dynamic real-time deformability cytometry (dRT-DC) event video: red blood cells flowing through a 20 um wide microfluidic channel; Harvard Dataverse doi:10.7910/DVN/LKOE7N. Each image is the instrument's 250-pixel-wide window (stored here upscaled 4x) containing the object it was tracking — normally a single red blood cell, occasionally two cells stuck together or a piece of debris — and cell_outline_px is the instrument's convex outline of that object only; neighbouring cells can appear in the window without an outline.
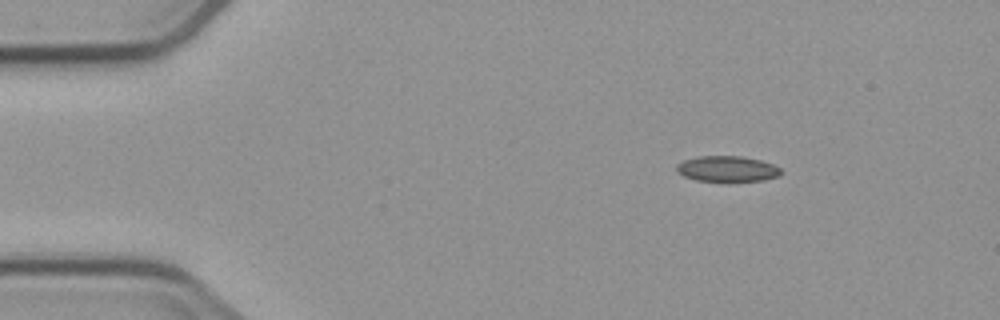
{"species": "common noctule bat (a hibernating species)", "species_latin": "Nyctalus noctula", "temperature_condition": "cold", "stored_images_in_passage": 4, "camera_frame_rate_fps": 3000, "um_per_image_px": 0.085, "animal": {"sex": "male", "body_mass_g": 23.1, "forearm_length_mm": 52.7}, "frame": {"image": 1, "passage_image": 1, "time_ms": 0.0, "image_size_px": [1000, 320], "cell_outline_px": [[780, 176], [764, 180], [728, 184], [696, 180], [684, 176], [676, 172], [676, 164], [684, 160], [696, 156], [740, 156], [760, 160], [772, 164], [780, 168]], "centroid_in_image_um": [61.79, 14.4], "position_along_channel_um": 23.2, "area_um2": 16.36}}
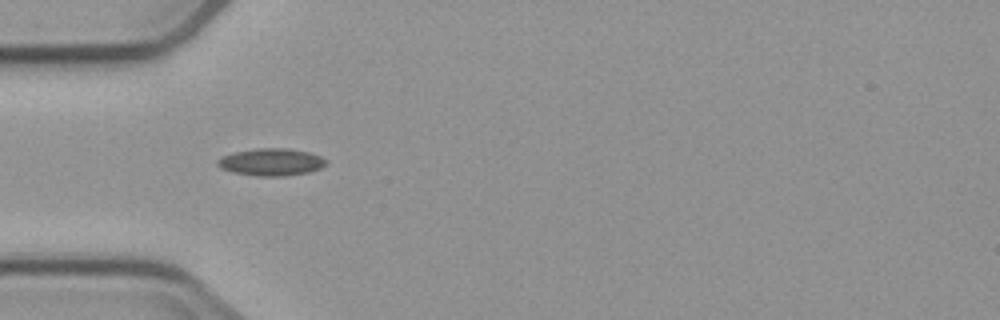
{"frame": {"image": 2, "passage_image": 3, "time_ms": 3.0, "image_size_px": [1000, 320], "cell_outline_px": [[328, 164], [320, 168], [308, 172], [284, 176], [260, 176], [232, 172], [220, 168], [216, 164], [216, 160], [220, 156], [232, 152], [256, 148], [288, 148], [308, 152], [320, 156], [328, 160]], "centroid_in_image_um": [23.02, 13.76], "position_along_channel_um": 62.0, "area_um2": 17.46}}
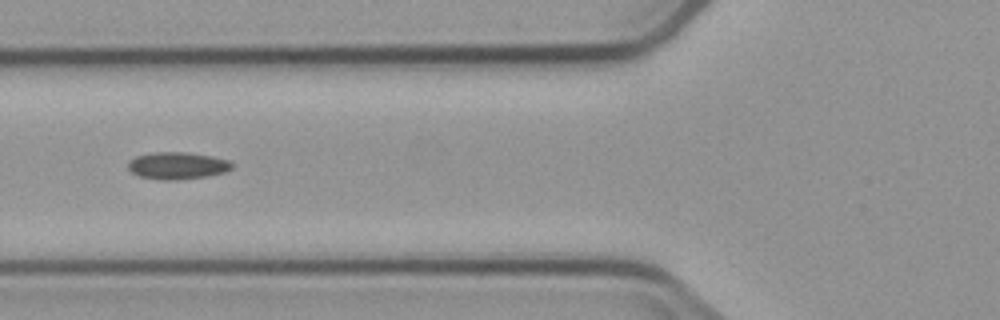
{"frame": {"image": 3, "passage_image": 4, "time_ms": 4.333, "image_size_px": [1000, 320], "cell_outline_px": [[232, 168], [224, 172], [208, 176], [176, 180], [160, 180], [140, 176], [132, 172], [128, 168], [128, 164], [136, 156], [156, 152], [188, 152], [212, 156], [228, 160], [232, 164]], "centroid_in_image_um": [15.09, 14.08], "position_along_channel_um": 110.7, "area_um2": 16.3}}